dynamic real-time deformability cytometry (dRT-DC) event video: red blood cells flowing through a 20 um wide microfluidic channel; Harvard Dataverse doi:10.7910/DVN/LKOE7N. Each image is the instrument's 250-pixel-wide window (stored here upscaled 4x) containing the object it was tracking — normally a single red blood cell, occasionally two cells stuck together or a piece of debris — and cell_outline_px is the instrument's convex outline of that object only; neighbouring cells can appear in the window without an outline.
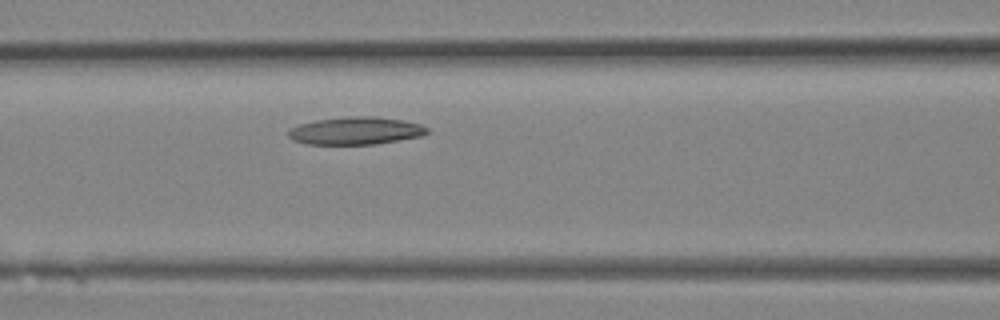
{"species": "Egyptian fruit bat (a non-hibernating species)", "species_latin": "Rousettus aegyptiacus", "temperature_condition": "room temperature", "stored_images_in_passage": 9, "camera_frame_rate_fps": 3000, "um_per_image_px": 0.085, "animal": {"sex": "female"}, "frame": {"image": 1, "passage_image": 8, "time_ms": 2.333, "image_size_px": [1000, 320], "cell_outline_px": [[428, 132], [420, 136], [376, 144], [304, 144], [292, 140], [288, 136], [288, 128], [300, 124], [316, 120], [348, 116], [376, 116], [400, 120], [420, 124], [428, 128]], "centroid_in_image_um": [30.18, 11.11], "position_along_channel_um": 136.4, "area_um2": 22.31}}